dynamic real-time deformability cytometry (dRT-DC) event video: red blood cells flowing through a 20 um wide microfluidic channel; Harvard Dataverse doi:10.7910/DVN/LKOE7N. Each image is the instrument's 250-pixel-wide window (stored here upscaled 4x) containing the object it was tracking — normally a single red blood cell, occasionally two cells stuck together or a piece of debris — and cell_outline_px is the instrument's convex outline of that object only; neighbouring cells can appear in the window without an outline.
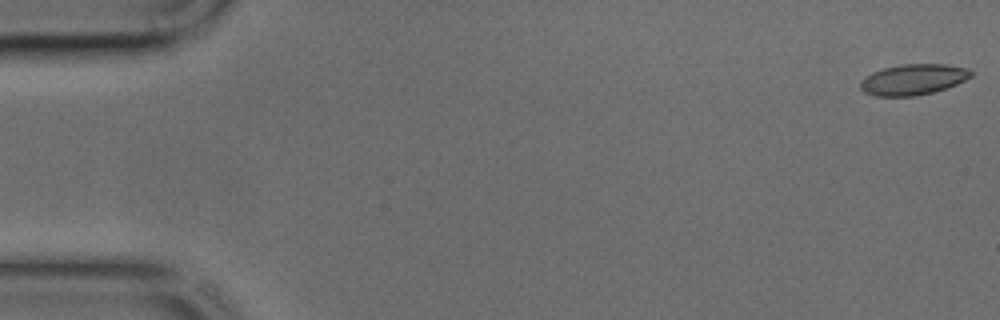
{"species": "common noctule bat (a hibernating species)", "species_latin": "Nyctalus noctula", "temperature_condition": "cold", "stored_images_in_passage": 4, "camera_frame_rate_fps": 3000, "um_per_image_px": 0.085, "animal": {"sex": "male", "body_mass_g": 17.9, "forearm_length_mm": 54.2}, "frame": {"image": 1, "passage_image": 1, "time_ms": 0.0, "image_size_px": [1000, 320], "cell_outline_px": [[972, 76], [956, 84], [932, 92], [916, 96], [876, 96], [864, 92], [860, 88], [860, 80], [872, 72], [884, 68], [904, 64], [944, 64], [964, 68], [972, 72]], "centroid_in_image_um": [77.57, 6.76], "position_along_channel_um": 7.4, "area_um2": 19.59}}